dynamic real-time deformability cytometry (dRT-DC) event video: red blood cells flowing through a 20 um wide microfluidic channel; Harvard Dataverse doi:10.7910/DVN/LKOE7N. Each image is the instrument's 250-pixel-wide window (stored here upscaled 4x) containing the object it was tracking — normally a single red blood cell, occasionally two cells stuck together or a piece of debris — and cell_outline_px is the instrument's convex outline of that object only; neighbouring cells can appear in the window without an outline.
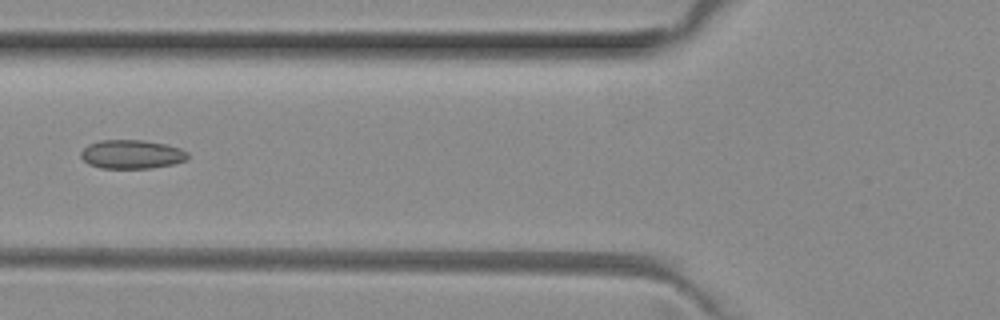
{"species": "common noctule bat (a hibernating species)", "species_latin": "Nyctalus noctula", "temperature_condition": "room temperature", "stored_images_in_passage": 4, "camera_frame_rate_fps": 3000, "um_per_image_px": 0.085, "animal": {"sex": "female", "body_mass_g": 29.2, "forearm_length_mm": 56.3}, "frame": {"image": 1, "passage_image": 4, "time_ms": 1.0, "image_size_px": [1000, 320], "cell_outline_px": [[188, 156], [184, 160], [172, 164], [152, 168], [100, 168], [88, 164], [80, 156], [80, 152], [88, 144], [100, 140], [144, 140], [168, 144], [180, 148], [188, 152]], "centroid_in_image_um": [11.18, 13.11], "position_along_channel_um": 114.6, "area_um2": 18.03}}